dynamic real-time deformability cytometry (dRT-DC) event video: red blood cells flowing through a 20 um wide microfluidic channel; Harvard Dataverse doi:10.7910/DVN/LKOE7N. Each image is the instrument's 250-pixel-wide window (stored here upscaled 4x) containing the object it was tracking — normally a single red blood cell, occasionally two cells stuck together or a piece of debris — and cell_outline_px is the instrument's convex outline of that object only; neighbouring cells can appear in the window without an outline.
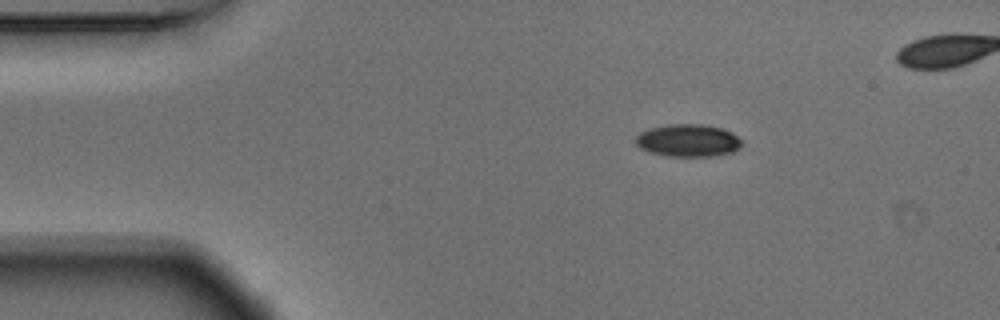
{"species": "Egyptian fruit bat (a non-hibernating species)", "species_latin": "Rousettus aegyptiacus", "temperature_condition": "warm", "stored_images_in_passage": 43, "camera_frame_rate_fps": 3000, "um_per_image_px": 0.085, "animal": {"sex": "male"}, "frame": {"image": 1, "passage_image": 1, "time_ms": 0.0, "image_size_px": [1000, 320], "cell_outline_px": [[744, 144], [740, 148], [732, 152], [712, 156], [664, 156], [648, 152], [640, 148], [636, 144], [636, 136], [640, 132], [648, 128], [668, 124], [700, 124], [720, 128], [732, 132], [744, 140]], "centroid_in_image_um": [58.5, 11.94], "position_along_channel_um": 26.5, "area_um2": 20.4}}
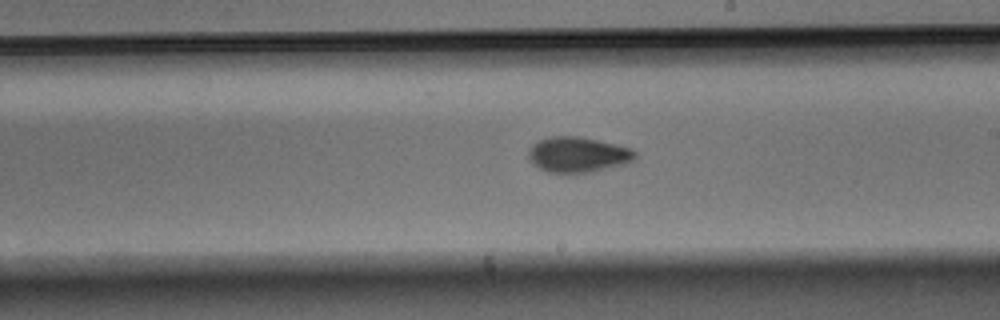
{"frame": {"image": 2, "passage_image": 23, "time_ms": 7.333, "image_size_px": [1000, 320], "cell_outline_px": [[636, 160], [624, 164], [592, 172], [548, 172], [532, 164], [528, 160], [528, 148], [532, 144], [540, 140], [552, 136], [580, 136], [616, 144], [632, 148], [636, 152]], "centroid_in_image_um": [49.12, 13.13], "position_along_channel_um": 239.9, "area_um2": 22.14}}
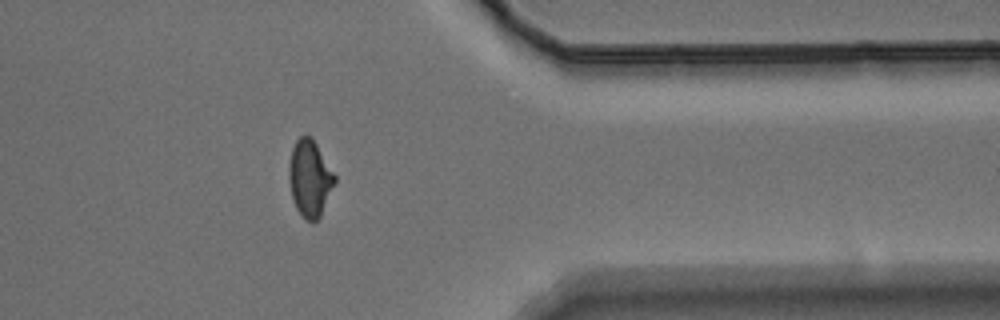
{"frame": {"image": 3, "passage_image": 36, "time_ms": 11.667, "image_size_px": [1000, 320], "cell_outline_px": [[336, 180], [320, 216], [316, 220], [304, 220], [296, 208], [292, 196], [288, 180], [288, 164], [292, 148], [296, 140], [300, 136], [312, 136], [336, 176]], "centroid_in_image_um": [26.31, 15.13], "position_along_channel_um": 385.1, "area_um2": 20.4}, "authors_computed_cell_mechanics": {"area_um2": 20.9814, "velocity_mm_per_s": 3.698, "shape_relaxation_time_tau1_ms": 5.34, "shape_relaxation_time_tau2_ms": 2.7801, "deformation_change_tau1": 0.1725, "deformation_change_tau2": 0.0789}}